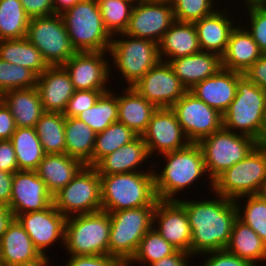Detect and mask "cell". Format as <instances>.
I'll return each mask as SVG.
<instances>
[{
	"label": "cell",
	"mask_w": 266,
	"mask_h": 266,
	"mask_svg": "<svg viewBox=\"0 0 266 266\" xmlns=\"http://www.w3.org/2000/svg\"><path fill=\"white\" fill-rule=\"evenodd\" d=\"M65 120L63 113L44 112L35 130L45 154L66 153Z\"/></svg>",
	"instance_id": "cell-36"
},
{
	"label": "cell",
	"mask_w": 266,
	"mask_h": 266,
	"mask_svg": "<svg viewBox=\"0 0 266 266\" xmlns=\"http://www.w3.org/2000/svg\"><path fill=\"white\" fill-rule=\"evenodd\" d=\"M53 204V195L36 171L14 172L11 200L8 205L16 218L19 214L42 211Z\"/></svg>",
	"instance_id": "cell-18"
},
{
	"label": "cell",
	"mask_w": 266,
	"mask_h": 266,
	"mask_svg": "<svg viewBox=\"0 0 266 266\" xmlns=\"http://www.w3.org/2000/svg\"><path fill=\"white\" fill-rule=\"evenodd\" d=\"M37 75L30 69L0 59V91L36 87Z\"/></svg>",
	"instance_id": "cell-43"
},
{
	"label": "cell",
	"mask_w": 266,
	"mask_h": 266,
	"mask_svg": "<svg viewBox=\"0 0 266 266\" xmlns=\"http://www.w3.org/2000/svg\"><path fill=\"white\" fill-rule=\"evenodd\" d=\"M97 3L108 33L111 36L124 33L134 4L124 0H97Z\"/></svg>",
	"instance_id": "cell-42"
},
{
	"label": "cell",
	"mask_w": 266,
	"mask_h": 266,
	"mask_svg": "<svg viewBox=\"0 0 266 266\" xmlns=\"http://www.w3.org/2000/svg\"><path fill=\"white\" fill-rule=\"evenodd\" d=\"M102 210L108 213L156 205L153 172L100 175Z\"/></svg>",
	"instance_id": "cell-3"
},
{
	"label": "cell",
	"mask_w": 266,
	"mask_h": 266,
	"mask_svg": "<svg viewBox=\"0 0 266 266\" xmlns=\"http://www.w3.org/2000/svg\"><path fill=\"white\" fill-rule=\"evenodd\" d=\"M242 75L221 68L216 74L199 82L189 91L223 115L235 98L238 79Z\"/></svg>",
	"instance_id": "cell-21"
},
{
	"label": "cell",
	"mask_w": 266,
	"mask_h": 266,
	"mask_svg": "<svg viewBox=\"0 0 266 266\" xmlns=\"http://www.w3.org/2000/svg\"><path fill=\"white\" fill-rule=\"evenodd\" d=\"M264 262L266 261V238L263 240Z\"/></svg>",
	"instance_id": "cell-59"
},
{
	"label": "cell",
	"mask_w": 266,
	"mask_h": 266,
	"mask_svg": "<svg viewBox=\"0 0 266 266\" xmlns=\"http://www.w3.org/2000/svg\"><path fill=\"white\" fill-rule=\"evenodd\" d=\"M158 49L164 62L200 52L195 24L175 20L159 41Z\"/></svg>",
	"instance_id": "cell-27"
},
{
	"label": "cell",
	"mask_w": 266,
	"mask_h": 266,
	"mask_svg": "<svg viewBox=\"0 0 266 266\" xmlns=\"http://www.w3.org/2000/svg\"><path fill=\"white\" fill-rule=\"evenodd\" d=\"M16 219L29 235L34 246L41 254L57 242L64 247L66 217L51 204L42 211L19 214ZM49 246V247H48Z\"/></svg>",
	"instance_id": "cell-19"
},
{
	"label": "cell",
	"mask_w": 266,
	"mask_h": 266,
	"mask_svg": "<svg viewBox=\"0 0 266 266\" xmlns=\"http://www.w3.org/2000/svg\"><path fill=\"white\" fill-rule=\"evenodd\" d=\"M168 64L189 91L199 82L216 74L222 68V59L216 53L200 51L190 56L169 60Z\"/></svg>",
	"instance_id": "cell-24"
},
{
	"label": "cell",
	"mask_w": 266,
	"mask_h": 266,
	"mask_svg": "<svg viewBox=\"0 0 266 266\" xmlns=\"http://www.w3.org/2000/svg\"><path fill=\"white\" fill-rule=\"evenodd\" d=\"M201 255H208L202 266H255L250 261L239 258L226 249L207 252Z\"/></svg>",
	"instance_id": "cell-47"
},
{
	"label": "cell",
	"mask_w": 266,
	"mask_h": 266,
	"mask_svg": "<svg viewBox=\"0 0 266 266\" xmlns=\"http://www.w3.org/2000/svg\"><path fill=\"white\" fill-rule=\"evenodd\" d=\"M49 262L50 260L47 254H41L39 257L31 261H27L21 264H16L14 266H49L51 264Z\"/></svg>",
	"instance_id": "cell-57"
},
{
	"label": "cell",
	"mask_w": 266,
	"mask_h": 266,
	"mask_svg": "<svg viewBox=\"0 0 266 266\" xmlns=\"http://www.w3.org/2000/svg\"><path fill=\"white\" fill-rule=\"evenodd\" d=\"M156 205L109 213V255L125 266L134 256L141 239L153 227Z\"/></svg>",
	"instance_id": "cell-8"
},
{
	"label": "cell",
	"mask_w": 266,
	"mask_h": 266,
	"mask_svg": "<svg viewBox=\"0 0 266 266\" xmlns=\"http://www.w3.org/2000/svg\"><path fill=\"white\" fill-rule=\"evenodd\" d=\"M262 55L246 26L239 23L231 31L226 51L221 56L222 68L244 74Z\"/></svg>",
	"instance_id": "cell-26"
},
{
	"label": "cell",
	"mask_w": 266,
	"mask_h": 266,
	"mask_svg": "<svg viewBox=\"0 0 266 266\" xmlns=\"http://www.w3.org/2000/svg\"><path fill=\"white\" fill-rule=\"evenodd\" d=\"M95 132L76 117L65 120L66 154L92 166Z\"/></svg>",
	"instance_id": "cell-34"
},
{
	"label": "cell",
	"mask_w": 266,
	"mask_h": 266,
	"mask_svg": "<svg viewBox=\"0 0 266 266\" xmlns=\"http://www.w3.org/2000/svg\"><path fill=\"white\" fill-rule=\"evenodd\" d=\"M81 0H52L55 14H61Z\"/></svg>",
	"instance_id": "cell-56"
},
{
	"label": "cell",
	"mask_w": 266,
	"mask_h": 266,
	"mask_svg": "<svg viewBox=\"0 0 266 266\" xmlns=\"http://www.w3.org/2000/svg\"><path fill=\"white\" fill-rule=\"evenodd\" d=\"M60 16L76 52H109L112 36L104 26L97 0H81Z\"/></svg>",
	"instance_id": "cell-4"
},
{
	"label": "cell",
	"mask_w": 266,
	"mask_h": 266,
	"mask_svg": "<svg viewBox=\"0 0 266 266\" xmlns=\"http://www.w3.org/2000/svg\"><path fill=\"white\" fill-rule=\"evenodd\" d=\"M19 170L35 171L45 156L35 128L18 127L11 137Z\"/></svg>",
	"instance_id": "cell-35"
},
{
	"label": "cell",
	"mask_w": 266,
	"mask_h": 266,
	"mask_svg": "<svg viewBox=\"0 0 266 266\" xmlns=\"http://www.w3.org/2000/svg\"><path fill=\"white\" fill-rule=\"evenodd\" d=\"M120 35L121 38L116 40V37H120ZM108 55L111 56L110 60L113 63L111 66H114L119 75H122L127 87L135 85L161 61L158 43L124 33L112 36Z\"/></svg>",
	"instance_id": "cell-9"
},
{
	"label": "cell",
	"mask_w": 266,
	"mask_h": 266,
	"mask_svg": "<svg viewBox=\"0 0 266 266\" xmlns=\"http://www.w3.org/2000/svg\"><path fill=\"white\" fill-rule=\"evenodd\" d=\"M107 91L109 90H75L63 112L64 117H77L94 106L101 94Z\"/></svg>",
	"instance_id": "cell-46"
},
{
	"label": "cell",
	"mask_w": 266,
	"mask_h": 266,
	"mask_svg": "<svg viewBox=\"0 0 266 266\" xmlns=\"http://www.w3.org/2000/svg\"><path fill=\"white\" fill-rule=\"evenodd\" d=\"M177 249L167 242L155 228H151L141 239L136 253L125 266L132 263L147 266L158 260L172 255ZM149 263V264H148ZM145 264V265H144Z\"/></svg>",
	"instance_id": "cell-40"
},
{
	"label": "cell",
	"mask_w": 266,
	"mask_h": 266,
	"mask_svg": "<svg viewBox=\"0 0 266 266\" xmlns=\"http://www.w3.org/2000/svg\"><path fill=\"white\" fill-rule=\"evenodd\" d=\"M20 2L30 19L55 14L52 0H20Z\"/></svg>",
	"instance_id": "cell-49"
},
{
	"label": "cell",
	"mask_w": 266,
	"mask_h": 266,
	"mask_svg": "<svg viewBox=\"0 0 266 266\" xmlns=\"http://www.w3.org/2000/svg\"><path fill=\"white\" fill-rule=\"evenodd\" d=\"M110 215L97 211L66 218L64 247L69 256L109 254Z\"/></svg>",
	"instance_id": "cell-6"
},
{
	"label": "cell",
	"mask_w": 266,
	"mask_h": 266,
	"mask_svg": "<svg viewBox=\"0 0 266 266\" xmlns=\"http://www.w3.org/2000/svg\"><path fill=\"white\" fill-rule=\"evenodd\" d=\"M29 20L20 0H0V40L25 38Z\"/></svg>",
	"instance_id": "cell-38"
},
{
	"label": "cell",
	"mask_w": 266,
	"mask_h": 266,
	"mask_svg": "<svg viewBox=\"0 0 266 266\" xmlns=\"http://www.w3.org/2000/svg\"><path fill=\"white\" fill-rule=\"evenodd\" d=\"M174 21L170 0L139 1L132 9L124 34L159 43Z\"/></svg>",
	"instance_id": "cell-14"
},
{
	"label": "cell",
	"mask_w": 266,
	"mask_h": 266,
	"mask_svg": "<svg viewBox=\"0 0 266 266\" xmlns=\"http://www.w3.org/2000/svg\"><path fill=\"white\" fill-rule=\"evenodd\" d=\"M257 143L261 147H266V113H265L263 129L261 131V136L259 137Z\"/></svg>",
	"instance_id": "cell-58"
},
{
	"label": "cell",
	"mask_w": 266,
	"mask_h": 266,
	"mask_svg": "<svg viewBox=\"0 0 266 266\" xmlns=\"http://www.w3.org/2000/svg\"><path fill=\"white\" fill-rule=\"evenodd\" d=\"M197 144L203 153L211 189H213V181L220 174L243 160L258 145L254 138L223 127L201 139Z\"/></svg>",
	"instance_id": "cell-10"
},
{
	"label": "cell",
	"mask_w": 266,
	"mask_h": 266,
	"mask_svg": "<svg viewBox=\"0 0 266 266\" xmlns=\"http://www.w3.org/2000/svg\"><path fill=\"white\" fill-rule=\"evenodd\" d=\"M245 198V206L241 205V200ZM238 218L252 228L259 237L266 238V195L254 194L245 195L235 200Z\"/></svg>",
	"instance_id": "cell-41"
},
{
	"label": "cell",
	"mask_w": 266,
	"mask_h": 266,
	"mask_svg": "<svg viewBox=\"0 0 266 266\" xmlns=\"http://www.w3.org/2000/svg\"><path fill=\"white\" fill-rule=\"evenodd\" d=\"M3 101V93L0 91V103Z\"/></svg>",
	"instance_id": "cell-61"
},
{
	"label": "cell",
	"mask_w": 266,
	"mask_h": 266,
	"mask_svg": "<svg viewBox=\"0 0 266 266\" xmlns=\"http://www.w3.org/2000/svg\"><path fill=\"white\" fill-rule=\"evenodd\" d=\"M117 93L111 89L101 94L94 106L80 113L76 118L89 126L95 134L103 132L118 121Z\"/></svg>",
	"instance_id": "cell-37"
},
{
	"label": "cell",
	"mask_w": 266,
	"mask_h": 266,
	"mask_svg": "<svg viewBox=\"0 0 266 266\" xmlns=\"http://www.w3.org/2000/svg\"><path fill=\"white\" fill-rule=\"evenodd\" d=\"M3 102L11 111L16 128H35L36 123L44 113L36 87L8 90L3 93Z\"/></svg>",
	"instance_id": "cell-30"
},
{
	"label": "cell",
	"mask_w": 266,
	"mask_h": 266,
	"mask_svg": "<svg viewBox=\"0 0 266 266\" xmlns=\"http://www.w3.org/2000/svg\"><path fill=\"white\" fill-rule=\"evenodd\" d=\"M14 218L15 217L8 205L0 203V239Z\"/></svg>",
	"instance_id": "cell-55"
},
{
	"label": "cell",
	"mask_w": 266,
	"mask_h": 266,
	"mask_svg": "<svg viewBox=\"0 0 266 266\" xmlns=\"http://www.w3.org/2000/svg\"><path fill=\"white\" fill-rule=\"evenodd\" d=\"M150 158L146 143L141 136H137L133 141L102 158L94 167L99 175L128 172H153L152 166H156V164L153 165V163H150L151 166L148 171L139 170L142 164Z\"/></svg>",
	"instance_id": "cell-23"
},
{
	"label": "cell",
	"mask_w": 266,
	"mask_h": 266,
	"mask_svg": "<svg viewBox=\"0 0 266 266\" xmlns=\"http://www.w3.org/2000/svg\"><path fill=\"white\" fill-rule=\"evenodd\" d=\"M176 21L195 23L217 10L214 0H170ZM216 6V8H214Z\"/></svg>",
	"instance_id": "cell-44"
},
{
	"label": "cell",
	"mask_w": 266,
	"mask_h": 266,
	"mask_svg": "<svg viewBox=\"0 0 266 266\" xmlns=\"http://www.w3.org/2000/svg\"><path fill=\"white\" fill-rule=\"evenodd\" d=\"M141 137L146 143L151 158L155 153L160 156L183 149L191 143L171 108H157L151 115L147 129Z\"/></svg>",
	"instance_id": "cell-16"
},
{
	"label": "cell",
	"mask_w": 266,
	"mask_h": 266,
	"mask_svg": "<svg viewBox=\"0 0 266 266\" xmlns=\"http://www.w3.org/2000/svg\"><path fill=\"white\" fill-rule=\"evenodd\" d=\"M123 92L117 95L118 122L129 127L137 136H142L157 108L133 87H126Z\"/></svg>",
	"instance_id": "cell-29"
},
{
	"label": "cell",
	"mask_w": 266,
	"mask_h": 266,
	"mask_svg": "<svg viewBox=\"0 0 266 266\" xmlns=\"http://www.w3.org/2000/svg\"><path fill=\"white\" fill-rule=\"evenodd\" d=\"M124 1H129V2H131V3H133L135 5L136 3H138L141 0H124Z\"/></svg>",
	"instance_id": "cell-60"
},
{
	"label": "cell",
	"mask_w": 266,
	"mask_h": 266,
	"mask_svg": "<svg viewBox=\"0 0 266 266\" xmlns=\"http://www.w3.org/2000/svg\"><path fill=\"white\" fill-rule=\"evenodd\" d=\"M26 38L49 66H62L76 53L60 14L31 18Z\"/></svg>",
	"instance_id": "cell-12"
},
{
	"label": "cell",
	"mask_w": 266,
	"mask_h": 266,
	"mask_svg": "<svg viewBox=\"0 0 266 266\" xmlns=\"http://www.w3.org/2000/svg\"><path fill=\"white\" fill-rule=\"evenodd\" d=\"M136 137L137 135L123 123L118 121L112 123L103 132L97 133L95 136L92 166H95L108 154L133 141Z\"/></svg>",
	"instance_id": "cell-39"
},
{
	"label": "cell",
	"mask_w": 266,
	"mask_h": 266,
	"mask_svg": "<svg viewBox=\"0 0 266 266\" xmlns=\"http://www.w3.org/2000/svg\"><path fill=\"white\" fill-rule=\"evenodd\" d=\"M14 173L0 170V203L9 205Z\"/></svg>",
	"instance_id": "cell-54"
},
{
	"label": "cell",
	"mask_w": 266,
	"mask_h": 266,
	"mask_svg": "<svg viewBox=\"0 0 266 266\" xmlns=\"http://www.w3.org/2000/svg\"><path fill=\"white\" fill-rule=\"evenodd\" d=\"M161 155L166 161L164 168L157 172L153 166L155 192L160 200H178L175 195L200 181L204 174L208 176L203 153L197 143Z\"/></svg>",
	"instance_id": "cell-2"
},
{
	"label": "cell",
	"mask_w": 266,
	"mask_h": 266,
	"mask_svg": "<svg viewBox=\"0 0 266 266\" xmlns=\"http://www.w3.org/2000/svg\"><path fill=\"white\" fill-rule=\"evenodd\" d=\"M248 13L249 28L247 31L258 44L260 51L266 54V0H244Z\"/></svg>",
	"instance_id": "cell-45"
},
{
	"label": "cell",
	"mask_w": 266,
	"mask_h": 266,
	"mask_svg": "<svg viewBox=\"0 0 266 266\" xmlns=\"http://www.w3.org/2000/svg\"><path fill=\"white\" fill-rule=\"evenodd\" d=\"M266 113V92L244 74L238 79L237 92L223 114V128L258 141Z\"/></svg>",
	"instance_id": "cell-5"
},
{
	"label": "cell",
	"mask_w": 266,
	"mask_h": 266,
	"mask_svg": "<svg viewBox=\"0 0 266 266\" xmlns=\"http://www.w3.org/2000/svg\"><path fill=\"white\" fill-rule=\"evenodd\" d=\"M266 189V147L257 145L248 156L213 181L214 194L235 200Z\"/></svg>",
	"instance_id": "cell-7"
},
{
	"label": "cell",
	"mask_w": 266,
	"mask_h": 266,
	"mask_svg": "<svg viewBox=\"0 0 266 266\" xmlns=\"http://www.w3.org/2000/svg\"><path fill=\"white\" fill-rule=\"evenodd\" d=\"M0 266H6V265L0 260Z\"/></svg>",
	"instance_id": "cell-62"
},
{
	"label": "cell",
	"mask_w": 266,
	"mask_h": 266,
	"mask_svg": "<svg viewBox=\"0 0 266 266\" xmlns=\"http://www.w3.org/2000/svg\"><path fill=\"white\" fill-rule=\"evenodd\" d=\"M225 249L241 259L250 261L255 266L262 261L264 263L263 240L239 218L234 222Z\"/></svg>",
	"instance_id": "cell-33"
},
{
	"label": "cell",
	"mask_w": 266,
	"mask_h": 266,
	"mask_svg": "<svg viewBox=\"0 0 266 266\" xmlns=\"http://www.w3.org/2000/svg\"><path fill=\"white\" fill-rule=\"evenodd\" d=\"M215 200L178 199L185 207L191 229L190 254L195 257L225 249L238 218L234 200L217 195Z\"/></svg>",
	"instance_id": "cell-1"
},
{
	"label": "cell",
	"mask_w": 266,
	"mask_h": 266,
	"mask_svg": "<svg viewBox=\"0 0 266 266\" xmlns=\"http://www.w3.org/2000/svg\"><path fill=\"white\" fill-rule=\"evenodd\" d=\"M244 75L266 92V54L258 58Z\"/></svg>",
	"instance_id": "cell-51"
},
{
	"label": "cell",
	"mask_w": 266,
	"mask_h": 266,
	"mask_svg": "<svg viewBox=\"0 0 266 266\" xmlns=\"http://www.w3.org/2000/svg\"><path fill=\"white\" fill-rule=\"evenodd\" d=\"M65 266H123L114 256L87 255V256H69Z\"/></svg>",
	"instance_id": "cell-48"
},
{
	"label": "cell",
	"mask_w": 266,
	"mask_h": 266,
	"mask_svg": "<svg viewBox=\"0 0 266 266\" xmlns=\"http://www.w3.org/2000/svg\"><path fill=\"white\" fill-rule=\"evenodd\" d=\"M132 87L156 108H171L188 91L164 61L150 69Z\"/></svg>",
	"instance_id": "cell-15"
},
{
	"label": "cell",
	"mask_w": 266,
	"mask_h": 266,
	"mask_svg": "<svg viewBox=\"0 0 266 266\" xmlns=\"http://www.w3.org/2000/svg\"><path fill=\"white\" fill-rule=\"evenodd\" d=\"M101 178L94 166L85 165L53 195L55 208L66 218L102 210Z\"/></svg>",
	"instance_id": "cell-11"
},
{
	"label": "cell",
	"mask_w": 266,
	"mask_h": 266,
	"mask_svg": "<svg viewBox=\"0 0 266 266\" xmlns=\"http://www.w3.org/2000/svg\"><path fill=\"white\" fill-rule=\"evenodd\" d=\"M40 255L23 226L14 218L0 239V260L6 266H14Z\"/></svg>",
	"instance_id": "cell-31"
},
{
	"label": "cell",
	"mask_w": 266,
	"mask_h": 266,
	"mask_svg": "<svg viewBox=\"0 0 266 266\" xmlns=\"http://www.w3.org/2000/svg\"><path fill=\"white\" fill-rule=\"evenodd\" d=\"M171 109L191 143H198L223 127V115L190 91H187Z\"/></svg>",
	"instance_id": "cell-13"
},
{
	"label": "cell",
	"mask_w": 266,
	"mask_h": 266,
	"mask_svg": "<svg viewBox=\"0 0 266 266\" xmlns=\"http://www.w3.org/2000/svg\"><path fill=\"white\" fill-rule=\"evenodd\" d=\"M195 22L201 51L212 52L222 56L227 48L231 31L236 27L226 7ZM221 11V12H220ZM228 14V15H227ZM230 17V18H229Z\"/></svg>",
	"instance_id": "cell-25"
},
{
	"label": "cell",
	"mask_w": 266,
	"mask_h": 266,
	"mask_svg": "<svg viewBox=\"0 0 266 266\" xmlns=\"http://www.w3.org/2000/svg\"><path fill=\"white\" fill-rule=\"evenodd\" d=\"M36 88L44 112L63 113L75 91L70 75L63 66H49L44 70L37 76Z\"/></svg>",
	"instance_id": "cell-22"
},
{
	"label": "cell",
	"mask_w": 266,
	"mask_h": 266,
	"mask_svg": "<svg viewBox=\"0 0 266 266\" xmlns=\"http://www.w3.org/2000/svg\"><path fill=\"white\" fill-rule=\"evenodd\" d=\"M84 166L82 161L66 153L45 154L35 171L45 182L47 190L54 195L65 187Z\"/></svg>",
	"instance_id": "cell-28"
},
{
	"label": "cell",
	"mask_w": 266,
	"mask_h": 266,
	"mask_svg": "<svg viewBox=\"0 0 266 266\" xmlns=\"http://www.w3.org/2000/svg\"><path fill=\"white\" fill-rule=\"evenodd\" d=\"M107 53L76 52L62 65L70 75L74 90H110L106 83L112 67Z\"/></svg>",
	"instance_id": "cell-17"
},
{
	"label": "cell",
	"mask_w": 266,
	"mask_h": 266,
	"mask_svg": "<svg viewBox=\"0 0 266 266\" xmlns=\"http://www.w3.org/2000/svg\"><path fill=\"white\" fill-rule=\"evenodd\" d=\"M193 257L190 253L176 250L172 255L164 257L149 266H189V259Z\"/></svg>",
	"instance_id": "cell-53"
},
{
	"label": "cell",
	"mask_w": 266,
	"mask_h": 266,
	"mask_svg": "<svg viewBox=\"0 0 266 266\" xmlns=\"http://www.w3.org/2000/svg\"><path fill=\"white\" fill-rule=\"evenodd\" d=\"M153 228L177 250L190 253V224L185 207L179 200L158 199L153 215Z\"/></svg>",
	"instance_id": "cell-20"
},
{
	"label": "cell",
	"mask_w": 266,
	"mask_h": 266,
	"mask_svg": "<svg viewBox=\"0 0 266 266\" xmlns=\"http://www.w3.org/2000/svg\"><path fill=\"white\" fill-rule=\"evenodd\" d=\"M15 130L14 117L2 101L0 103V140H11Z\"/></svg>",
	"instance_id": "cell-52"
},
{
	"label": "cell",
	"mask_w": 266,
	"mask_h": 266,
	"mask_svg": "<svg viewBox=\"0 0 266 266\" xmlns=\"http://www.w3.org/2000/svg\"><path fill=\"white\" fill-rule=\"evenodd\" d=\"M0 170L7 173L18 171L16 154L11 140H0Z\"/></svg>",
	"instance_id": "cell-50"
},
{
	"label": "cell",
	"mask_w": 266,
	"mask_h": 266,
	"mask_svg": "<svg viewBox=\"0 0 266 266\" xmlns=\"http://www.w3.org/2000/svg\"><path fill=\"white\" fill-rule=\"evenodd\" d=\"M0 59L26 67L37 76L49 67L42 53L26 37L0 40Z\"/></svg>",
	"instance_id": "cell-32"
}]
</instances>
